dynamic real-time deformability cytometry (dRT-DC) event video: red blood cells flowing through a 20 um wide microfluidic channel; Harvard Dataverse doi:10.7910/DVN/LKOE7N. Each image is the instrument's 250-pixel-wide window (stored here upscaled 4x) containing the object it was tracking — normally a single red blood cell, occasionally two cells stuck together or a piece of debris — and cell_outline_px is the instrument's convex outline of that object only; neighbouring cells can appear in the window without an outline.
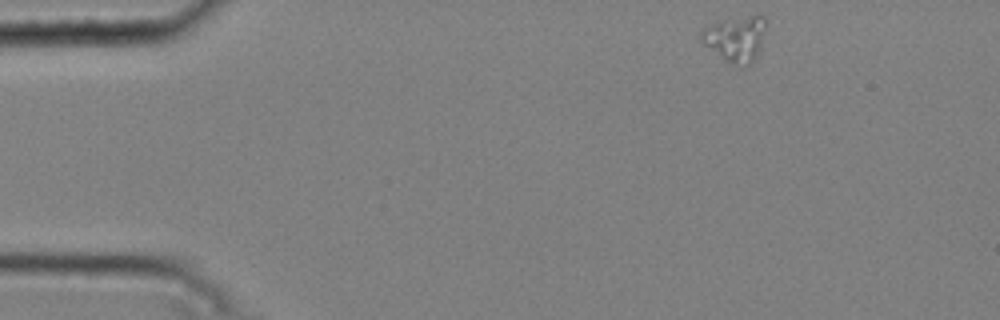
{"species": "common noctule bat (a hibernating species)", "species_latin": "Nyctalus noctula", "temperature_condition": "cold", "stored_images_in_passage": 4, "camera_frame_rate_fps": 3000, "um_per_image_px": 0.085, "animal": {"sex": "male", "body_mass_g": 20.4}, "frame": {"image": 1, "passage_image": 1, "time_ms": 0.0, "image_size_px": [1000, 320], "cell_outline_px": [[764, 28], [760, 48], [756, 56], [748, 64], [732, 64], [720, 56], [704, 44], [700, 40], [700, 32], [704, 28], [712, 24], [756, 12], [760, 12], [764, 16]], "centroid_in_image_um": [62.54, 3.22], "position_along_channel_um": 22.5, "area_um2": 16.82}}